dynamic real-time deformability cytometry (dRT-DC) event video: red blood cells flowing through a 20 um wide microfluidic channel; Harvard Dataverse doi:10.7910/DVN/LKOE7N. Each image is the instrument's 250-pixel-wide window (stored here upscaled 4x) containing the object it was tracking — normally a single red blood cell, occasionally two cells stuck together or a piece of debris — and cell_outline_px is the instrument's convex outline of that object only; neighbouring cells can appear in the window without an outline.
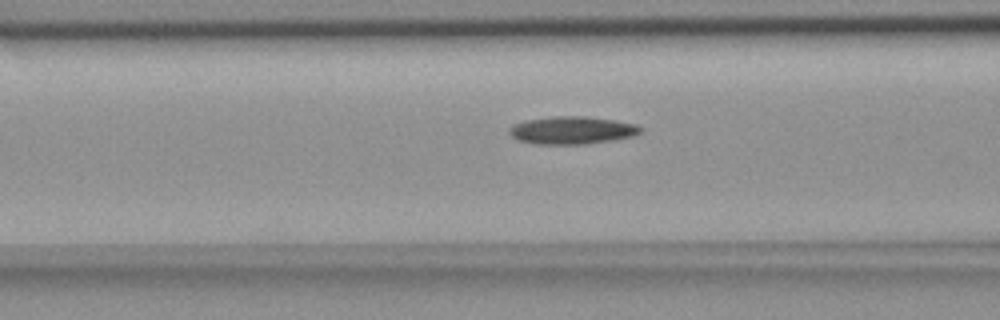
{"species": "common noctule bat (a hibernating species)", "species_latin": "Nyctalus noctula", "temperature_condition": "room temperature", "stored_images_in_passage": 20, "camera_frame_rate_fps": 3000, "um_per_image_px": 0.085, "animal": {"sex": "female", "body_mass_g": 18.4}, "frame": {"image": 1, "passage_image": 7, "time_ms": 2.0, "image_size_px": [1000, 320], "cell_outline_px": [[644, 128], [640, 132], [632, 136], [612, 140], [588, 144], [536, 144], [516, 140], [508, 132], [508, 128], [512, 124], [524, 120], [552, 116], [584, 116], [616, 120], [636, 124]], "centroid_in_image_um": [48.58, 11.07], "position_along_channel_um": 118.0, "area_um2": 21.44}}
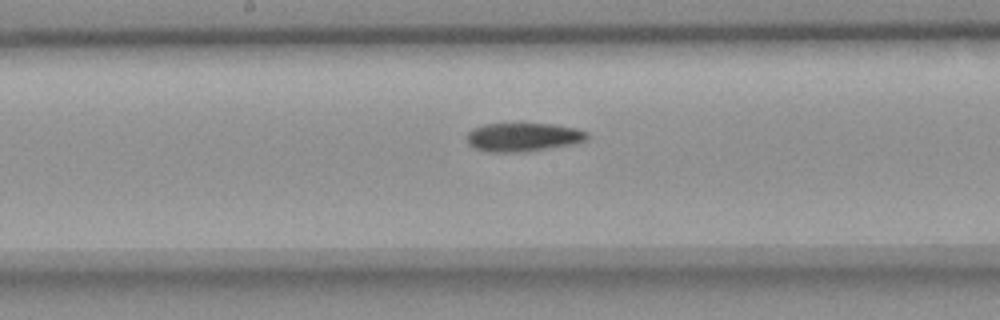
{"frame": {"image": 2, "passage_image": 14, "time_ms": 4.333, "image_size_px": [1000, 320], "cell_outline_px": [[588, 140], [572, 144], [524, 152], [488, 152], [472, 148], [468, 144], [468, 132], [472, 128], [484, 124], [524, 120], [556, 124], [576, 128], [588, 132]], "centroid_in_image_um": [44.46, 11.6], "position_along_channel_um": 203.7, "area_um2": 21.21}}
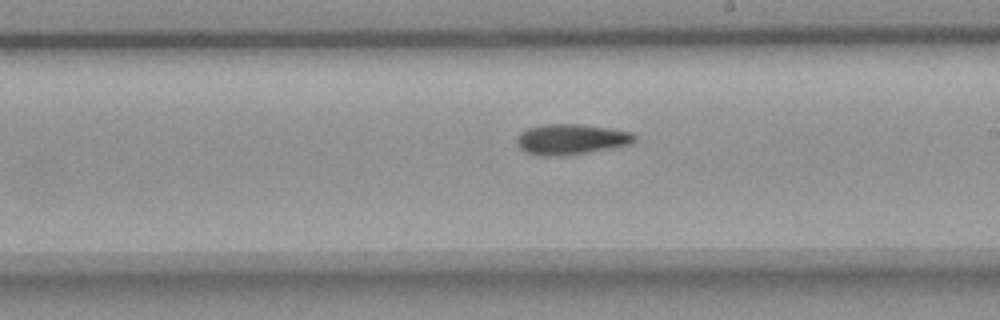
{"frame": {"image": 3, "passage_image": 17, "time_ms": 5.333, "image_size_px": [1000, 320], "cell_outline_px": [[636, 144], [588, 152], [556, 156], [540, 156], [524, 152], [516, 144], [516, 136], [520, 132], [528, 128], [544, 124], [584, 124], [632, 132], [636, 136]], "centroid_in_image_um": [48.55, 11.84], "position_along_channel_um": 240.4, "area_um2": 21.27}}